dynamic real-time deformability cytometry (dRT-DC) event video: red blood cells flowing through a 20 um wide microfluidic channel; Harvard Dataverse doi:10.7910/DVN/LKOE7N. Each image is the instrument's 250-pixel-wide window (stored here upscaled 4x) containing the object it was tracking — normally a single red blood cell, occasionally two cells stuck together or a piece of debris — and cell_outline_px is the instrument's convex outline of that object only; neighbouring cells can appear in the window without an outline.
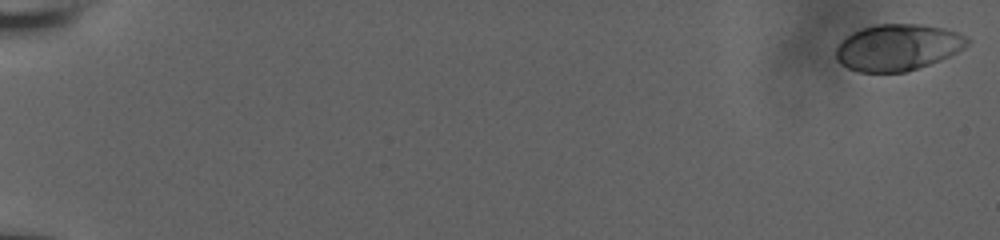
{"species": "human", "species_latin": "Homo sapiens", "temperature_condition": "room temperature", "stored_images_in_passage": 17, "camera_frame_rate_fps": 3000, "um_per_image_px": 0.085, "donor": {"sex": "male"}, "frame": {"image": 1, "passage_image": 1, "time_ms": 0.0, "image_size_px": [1000, 240], "cell_outline_px": [[972, 40], [964, 48], [940, 60], [904, 72], [860, 72], [848, 68], [840, 64], [836, 60], [836, 48], [840, 40], [852, 32], [860, 28], [876, 24], [924, 24], [944, 28], [956, 32]], "centroid_in_image_um": [76.27, 4.01], "position_along_channel_um": 8.7, "area_um2": 35.66}}